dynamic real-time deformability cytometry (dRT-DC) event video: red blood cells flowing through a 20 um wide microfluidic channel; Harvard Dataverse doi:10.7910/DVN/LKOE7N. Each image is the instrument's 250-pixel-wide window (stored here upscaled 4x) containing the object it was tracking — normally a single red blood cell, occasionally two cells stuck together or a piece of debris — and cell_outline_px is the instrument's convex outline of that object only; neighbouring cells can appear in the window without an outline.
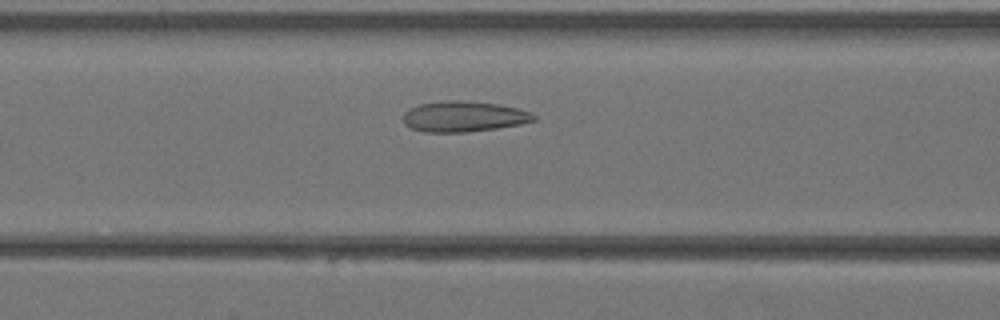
{"species": "Egyptian fruit bat (a non-hibernating species)", "species_latin": "Rousettus aegyptiacus", "temperature_condition": "warm", "stored_images_in_passage": 36, "camera_frame_rate_fps": 3000, "um_per_image_px": 0.085, "animal": {"sex": "female"}, "frame": {"image": 1, "passage_image": 12, "time_ms": 3.667, "image_size_px": [1000, 320], "cell_outline_px": [[536, 120], [520, 124], [496, 128], [464, 132], [424, 132], [412, 128], [404, 124], [404, 112], [420, 104], [444, 100], [460, 100], [500, 104], [520, 108], [532, 112], [536, 116]], "centroid_in_image_um": [39.46, 9.89], "position_along_channel_um": 127.1, "area_um2": 23.35}}
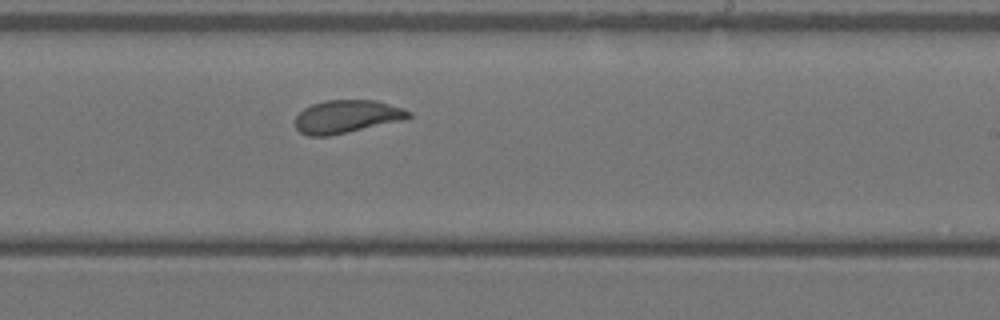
{"frame": {"image": 2, "passage_image": 20, "time_ms": 6.333, "image_size_px": [1000, 320], "cell_outline_px": [[412, 116], [404, 120], [328, 136], [308, 136], [300, 132], [296, 128], [296, 116], [304, 108], [312, 104], [324, 100], [376, 100], [404, 108], [412, 112]], "centroid_in_image_um": [29.5, 9.9], "position_along_channel_um": 259.5, "area_um2": 21.85}}
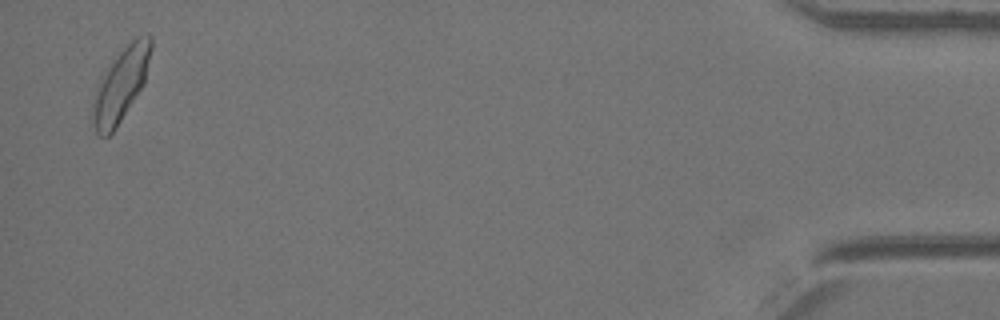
{"frame": {"image": 3, "passage_image": 35, "time_ms": 11.333, "image_size_px": [1000, 320], "cell_outline_px": [[152, 48], [144, 84], [116, 128], [108, 136], [100, 136], [96, 132], [92, 124], [92, 108], [96, 88], [100, 76], [104, 68], [136, 36], [148, 32], [152, 36]], "centroid_in_image_um": [10.27, 7.17], "position_along_channel_um": 424.9, "area_um2": 25.09}}